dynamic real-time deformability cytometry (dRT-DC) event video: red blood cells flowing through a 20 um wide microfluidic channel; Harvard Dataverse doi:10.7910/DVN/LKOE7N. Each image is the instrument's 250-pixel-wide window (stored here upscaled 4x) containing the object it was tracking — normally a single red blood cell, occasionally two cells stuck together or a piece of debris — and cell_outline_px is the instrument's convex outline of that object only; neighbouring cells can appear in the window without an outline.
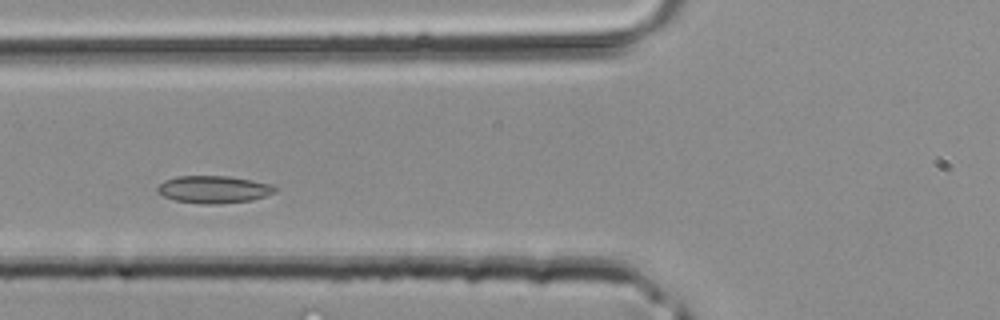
{"species": "common noctule bat (a hibernating species)", "species_latin": "Nyctalus noctula", "temperature_condition": "room temperature", "stored_images_in_passage": 33, "camera_frame_rate_fps": 3000, "um_per_image_px": 0.085, "animal": {"sex": "male", "body_mass_g": 20.4}, "frame": {"image": 1, "passage_image": 7, "time_ms": 2.0, "image_size_px": [1000, 320], "cell_outline_px": [[280, 188], [276, 192], [252, 200], [220, 204], [204, 204], [176, 200], [164, 196], [156, 192], [156, 188], [164, 180], [176, 176], [228, 176], [252, 180], [272, 184]], "centroid_in_image_um": [18.19, 16.09], "position_along_channel_um": 107.6, "area_um2": 18.9}}
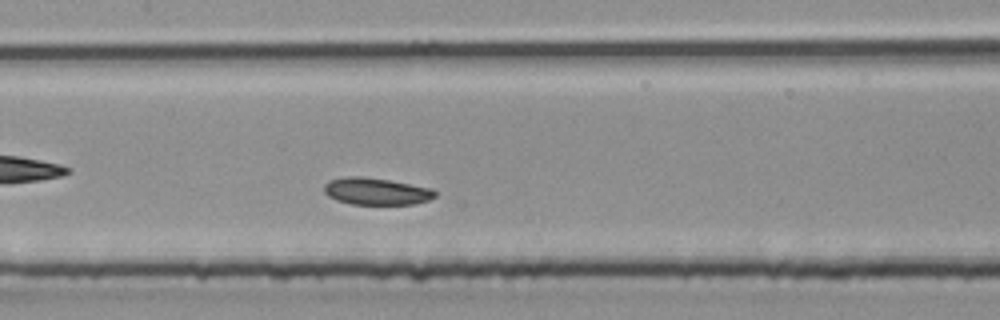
{"frame": {"image": 2, "passage_image": 11, "time_ms": 3.333, "image_size_px": [1000, 320], "cell_outline_px": [[436, 196], [428, 200], [412, 204], [352, 204], [336, 200], [328, 196], [324, 192], [324, 184], [328, 180], [344, 176], [360, 176], [388, 180], [432, 188], [436, 192]], "centroid_in_image_um": [31.94, 16.25], "position_along_channel_um": 175.5, "area_um2": 17.46}}
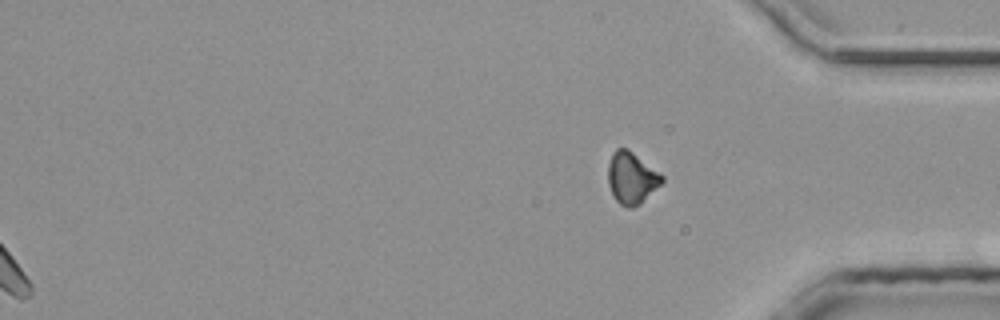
{"frame": {"image": 3, "passage_image": 33, "time_ms": 10.667, "image_size_px": [1000, 320], "cell_outline_px": [[664, 180], [640, 204], [632, 208], [628, 208], [620, 204], [612, 196], [608, 184], [608, 164], [612, 152], [616, 148], [624, 148], [632, 152], [660, 172], [664, 176]], "centroid_in_image_um": [53.66, 15.13], "position_along_channel_um": 381.5, "area_um2": 16.24}}